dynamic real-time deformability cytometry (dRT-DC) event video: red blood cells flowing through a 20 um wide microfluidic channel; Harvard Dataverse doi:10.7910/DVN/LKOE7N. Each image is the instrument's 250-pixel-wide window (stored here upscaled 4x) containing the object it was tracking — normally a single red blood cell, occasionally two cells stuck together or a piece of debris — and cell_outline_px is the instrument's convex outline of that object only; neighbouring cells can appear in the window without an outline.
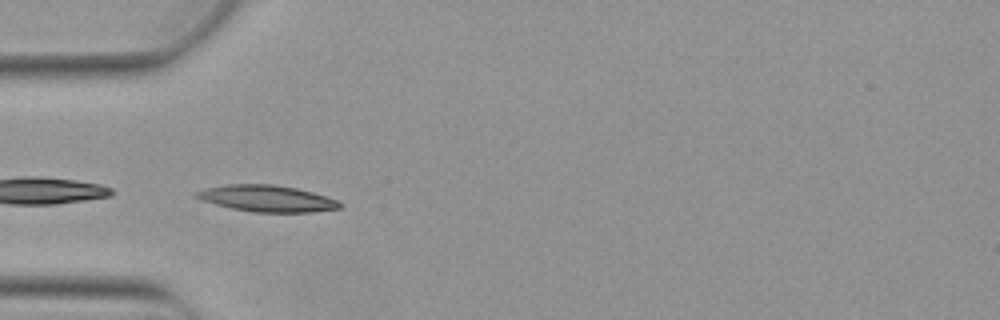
{"species": "Egyptian fruit bat (a non-hibernating species)", "species_latin": "Rousettus aegyptiacus", "temperature_condition": "warm", "stored_images_in_passage": 2, "camera_frame_rate_fps": 3000, "um_per_image_px": 0.085, "animal": {"sex": "female"}, "frame": {"image": 1, "passage_image": 2, "time_ms": 0.333, "image_size_px": [1000, 320], "cell_outline_px": [[344, 204], [340, 208], [312, 212], [256, 212], [232, 208], [200, 200], [192, 196], [192, 192], [204, 188], [224, 184], [272, 184], [296, 188], [328, 196]], "centroid_in_image_um": [22.64, 16.86], "position_along_channel_um": 62.4, "area_um2": 22.31}}